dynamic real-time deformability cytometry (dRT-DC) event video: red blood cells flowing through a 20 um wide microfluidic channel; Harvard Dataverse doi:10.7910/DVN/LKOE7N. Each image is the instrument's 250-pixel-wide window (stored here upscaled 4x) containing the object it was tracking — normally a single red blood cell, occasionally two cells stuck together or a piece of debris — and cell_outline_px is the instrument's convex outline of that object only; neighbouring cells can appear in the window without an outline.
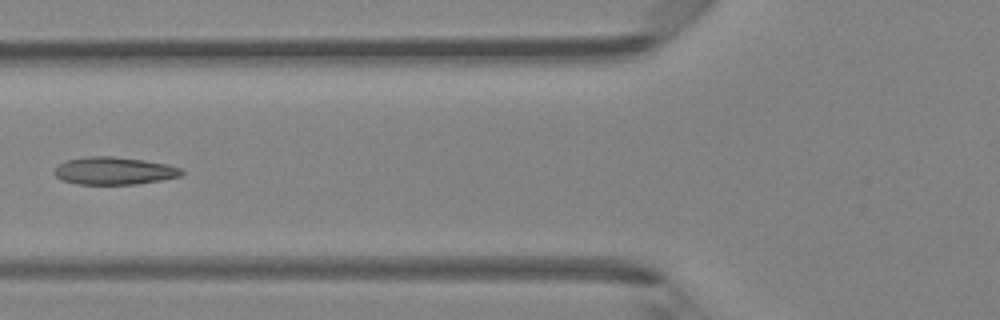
{"species": "Egyptian fruit bat (a non-hibernating species)", "species_latin": "Rousettus aegyptiacus", "temperature_condition": "room temperature", "stored_images_in_passage": 6, "camera_frame_rate_fps": 3000, "um_per_image_px": 0.085, "animal": {"sex": "female"}, "frame": {"image": 1, "passage_image": 5, "time_ms": 4.667, "image_size_px": [1000, 320], "cell_outline_px": [[184, 172], [180, 176], [160, 180], [136, 184], [80, 184], [60, 180], [52, 172], [60, 164], [68, 160], [88, 156], [112, 156], [144, 160], [168, 164], [180, 168]], "centroid_in_image_um": [9.69, 14.52], "position_along_channel_um": 116.1, "area_um2": 20.35}}
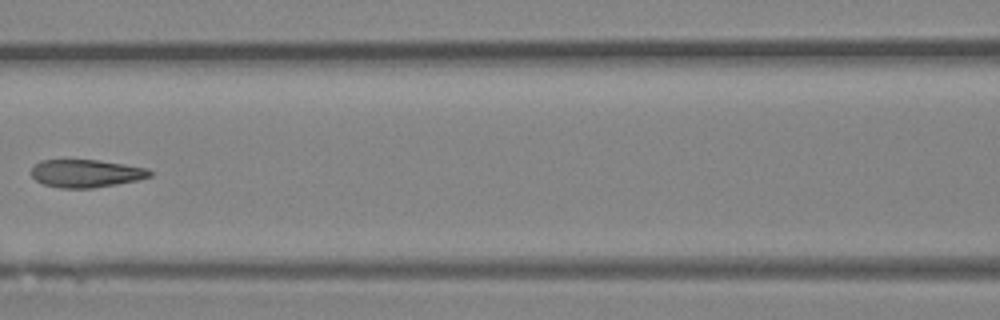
{"frame": {"image": 2, "passage_image": 6, "time_ms": 5.667, "image_size_px": [1000, 320], "cell_outline_px": [[152, 176], [140, 180], [92, 188], [60, 188], [44, 184], [36, 180], [32, 176], [32, 168], [40, 160], [100, 160], [148, 168], [152, 172]], "centroid_in_image_um": [7.35, 14.74], "position_along_channel_um": 159.2, "area_um2": 19.25}}